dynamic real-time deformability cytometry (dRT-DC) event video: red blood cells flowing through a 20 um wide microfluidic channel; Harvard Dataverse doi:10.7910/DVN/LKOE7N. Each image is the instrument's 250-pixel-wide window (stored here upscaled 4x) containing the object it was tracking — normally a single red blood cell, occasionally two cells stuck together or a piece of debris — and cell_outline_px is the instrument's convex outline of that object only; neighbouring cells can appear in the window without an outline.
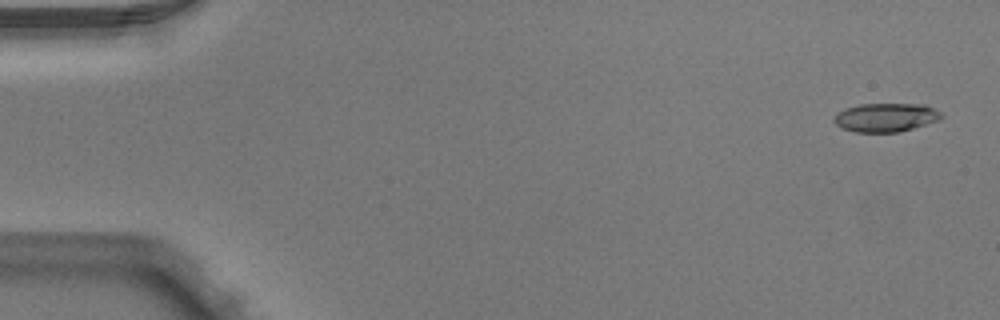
{"species": "Egyptian fruit bat (a non-hibernating species)", "species_latin": "Rousettus aegyptiacus", "temperature_condition": "warm", "stored_images_in_passage": 5, "camera_frame_rate_fps": 3000, "um_per_image_px": 0.085, "animal": {"sex": "male"}, "frame": {"image": 1, "passage_image": 1, "time_ms": 0.0, "image_size_px": [1000, 320], "cell_outline_px": [[944, 116], [940, 120], [900, 132], [856, 132], [844, 128], [836, 124], [832, 120], [844, 108], [860, 104], [924, 104], [940, 112]], "centroid_in_image_um": [75.32, 9.98], "position_along_channel_um": 9.7, "area_um2": 17.86}}
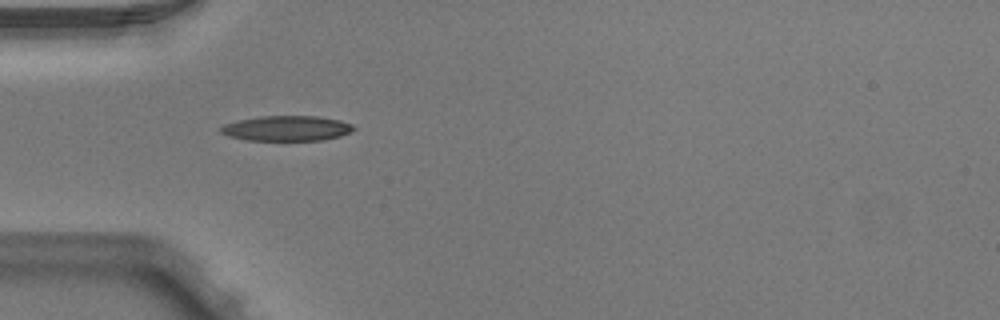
{"frame": {"image": 2, "passage_image": 4, "time_ms": 1.0, "image_size_px": [1000, 320], "cell_outline_px": [[356, 128], [340, 136], [320, 140], [248, 140], [228, 136], [220, 132], [220, 128], [224, 124], [240, 120], [260, 116], [316, 116], [340, 120], [352, 124]], "centroid_in_image_um": [24.36, 10.9], "position_along_channel_um": 60.6, "area_um2": 19.31}}
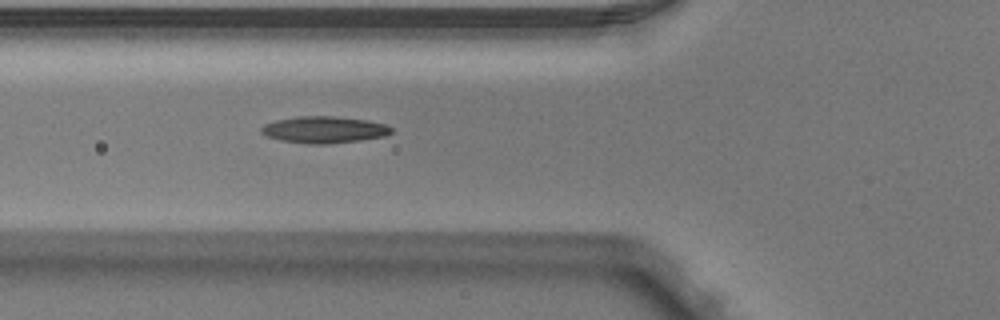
{"frame": {"image": 3, "passage_image": 5, "time_ms": 1.333, "image_size_px": [1000, 320], "cell_outline_px": [[392, 132], [384, 136], [360, 140], [328, 144], [308, 144], [280, 140], [268, 136], [260, 132], [260, 128], [264, 124], [276, 120], [296, 116], [336, 116], [368, 120], [384, 124], [392, 128]], "centroid_in_image_um": [27.53, 11.02], "position_along_channel_um": 98.3, "area_um2": 20.29}}